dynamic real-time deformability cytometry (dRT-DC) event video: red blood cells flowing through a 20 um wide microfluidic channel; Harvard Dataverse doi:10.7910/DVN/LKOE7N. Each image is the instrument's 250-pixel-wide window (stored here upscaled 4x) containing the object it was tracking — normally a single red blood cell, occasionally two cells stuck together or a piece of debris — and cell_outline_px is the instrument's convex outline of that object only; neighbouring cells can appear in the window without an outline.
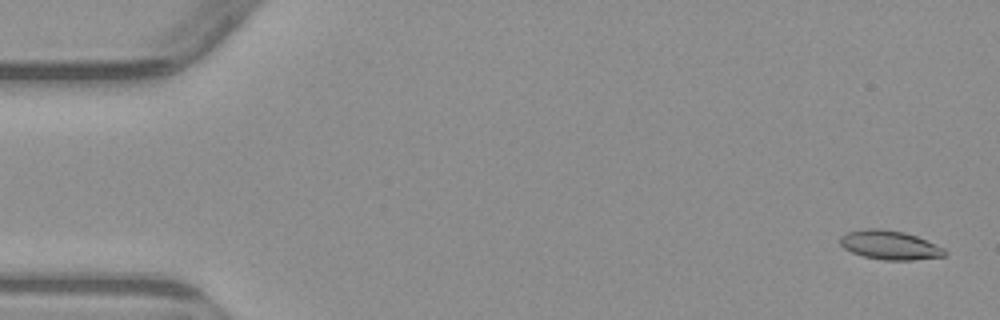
{"species": "common noctule bat (a hibernating species)", "species_latin": "Nyctalus noctula", "temperature_condition": "warm", "stored_images_in_passage": 5, "camera_frame_rate_fps": 3000, "um_per_image_px": 0.085, "animal": {"sex": "male", "body_mass_g": 23.1, "forearm_length_mm": 52.7}, "frame": {"image": 1, "passage_image": 1, "time_ms": 0.0, "image_size_px": [1000, 320], "cell_outline_px": [[948, 252], [944, 256], [912, 260], [884, 260], [864, 256], [852, 252], [844, 248], [840, 244], [840, 236], [844, 232], [868, 228], [880, 228], [904, 232], [916, 236], [944, 248]], "centroid_in_image_um": [75.61, 20.82], "position_along_channel_um": 9.4, "area_um2": 17.69}}
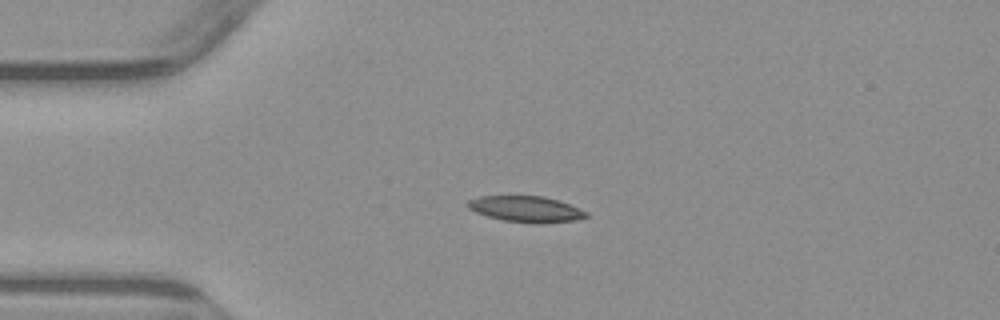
{"frame": {"image": 2, "passage_image": 4, "time_ms": 3.667, "image_size_px": [1000, 320], "cell_outline_px": [[588, 216], [576, 220], [532, 224], [504, 220], [488, 216], [476, 212], [468, 208], [464, 204], [468, 200], [480, 196], [544, 196], [568, 204], [588, 212]], "centroid_in_image_um": [44.67, 17.77], "position_along_channel_um": 40.3, "area_um2": 17.86}}